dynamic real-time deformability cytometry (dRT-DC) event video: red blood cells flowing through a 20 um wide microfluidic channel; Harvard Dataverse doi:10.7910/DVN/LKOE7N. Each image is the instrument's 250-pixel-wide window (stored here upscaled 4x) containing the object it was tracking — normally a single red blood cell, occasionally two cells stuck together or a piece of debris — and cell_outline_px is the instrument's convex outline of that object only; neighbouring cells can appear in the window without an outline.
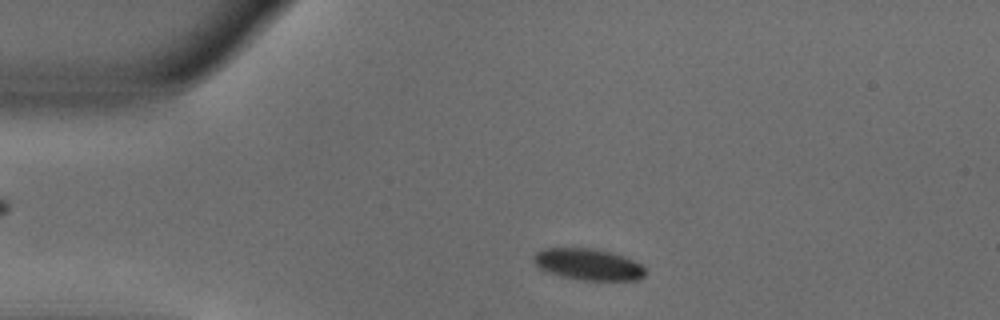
{"species": "common noctule bat (a hibernating species)", "species_latin": "Nyctalus noctula", "temperature_condition": "warm", "stored_images_in_passage": 47, "camera_frame_rate_fps": 3000, "um_per_image_px": 0.085, "animal": {"sex": "male", "body_mass_g": 18.8}, "frame": {"image": 1, "passage_image": 5, "time_ms": 1.333, "image_size_px": [1000, 320], "cell_outline_px": [[644, 276], [636, 280], [580, 280], [548, 272], [540, 268], [536, 264], [536, 252], [544, 248], [592, 248], [624, 256], [640, 264], [644, 268]], "centroid_in_image_um": [50.02, 22.47], "position_along_channel_um": 35.0, "area_um2": 20.0}}
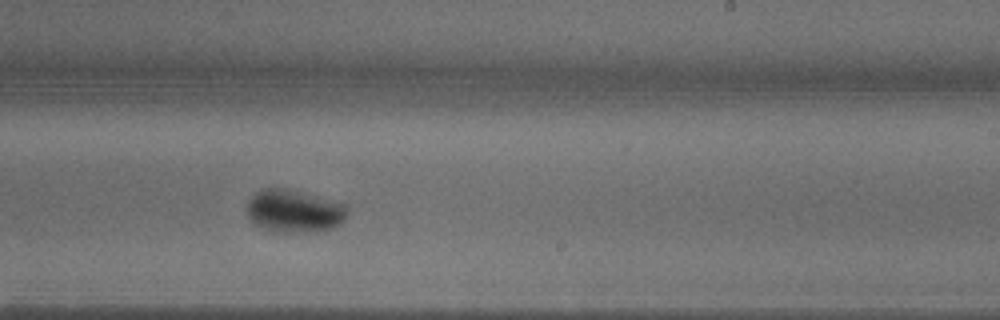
{"frame": {"image": 2, "passage_image": 26, "time_ms": 8.333, "image_size_px": [1000, 320], "cell_outline_px": [[348, 208], [344, 220], [340, 224], [332, 228], [316, 232], [264, 228], [256, 224], [248, 216], [248, 200], [256, 192], [268, 188], [276, 188], [344, 204]], "centroid_in_image_um": [25.01, 17.95], "position_along_channel_um": 264.0, "area_um2": 23.52}}
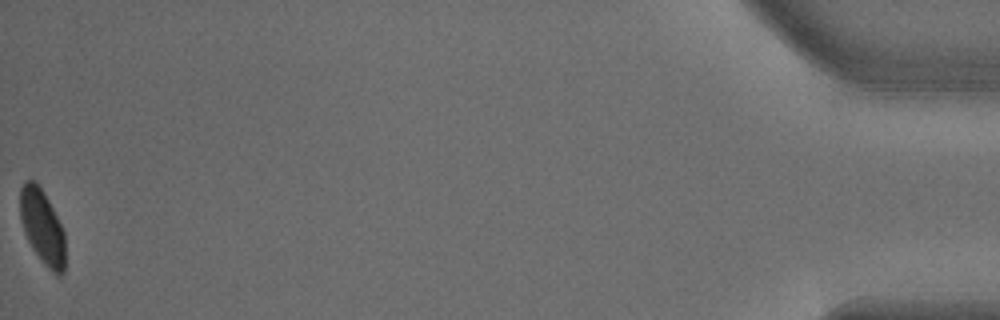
{"frame": {"image": 3, "passage_image": 47, "time_ms": 15.333, "image_size_px": [1000, 320], "cell_outline_px": [[64, 272], [60, 276], [56, 276], [44, 264], [32, 248], [24, 232], [20, 220], [20, 188], [24, 180], [36, 180], [44, 192], [64, 232]], "centroid_in_image_um": [3.57, 19.26], "position_along_channel_um": 431.6, "area_um2": 19.59}, "authors_computed_cell_mechanics": {"area_um2": 21.7906, "velocity_mm_per_s": 3.8049, "shape_relaxation_time_tau1_ms": 3.606, "shape_relaxation_time_tau2_ms": null, "deformation_change_tau1": 0.134, "deformation_change_tau2": null}}